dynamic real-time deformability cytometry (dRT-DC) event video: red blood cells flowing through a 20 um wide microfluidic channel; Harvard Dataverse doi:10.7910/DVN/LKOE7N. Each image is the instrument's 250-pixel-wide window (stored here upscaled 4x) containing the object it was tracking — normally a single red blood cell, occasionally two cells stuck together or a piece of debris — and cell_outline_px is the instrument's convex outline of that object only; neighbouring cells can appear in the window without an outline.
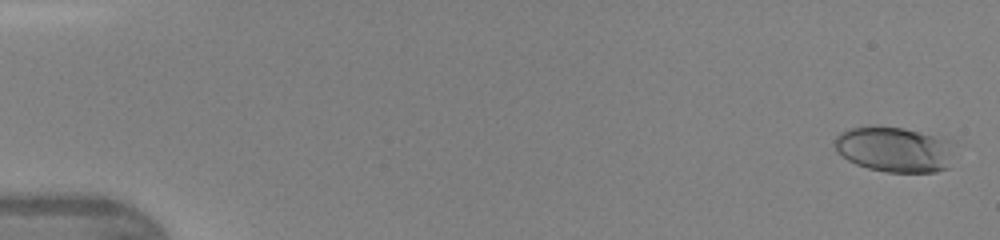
{"species": "human", "species_latin": "Homo sapiens", "temperature_condition": "warm", "stored_images_in_passage": 45, "camera_frame_rate_fps": 3000, "um_per_image_px": 0.085, "donor": {"sex": "female"}, "frame": {"image": 1, "passage_image": 2, "time_ms": 0.333, "image_size_px": [1000, 240], "cell_outline_px": [[952, 140], [948, 168], [936, 172], [888, 172], [868, 168], [856, 164], [848, 160], [836, 152], [832, 144], [836, 136], [840, 132], [848, 128], [904, 128]], "centroid_in_image_um": [75.98, 12.72], "position_along_channel_um": 9.0, "area_um2": 31.27}}
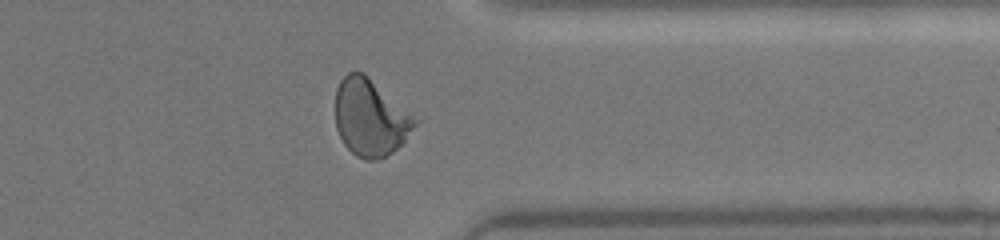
{"frame": {"image": 2, "passage_image": 37, "time_ms": 12.0, "image_size_px": [1000, 240], "cell_outline_px": [[420, 120], [404, 140], [392, 152], [376, 160], [364, 160], [356, 156], [344, 144], [336, 128], [336, 88], [340, 80], [348, 72], [364, 72]], "centroid_in_image_um": [31.48, 9.98], "position_along_channel_um": 379.9, "area_um2": 35.6}}
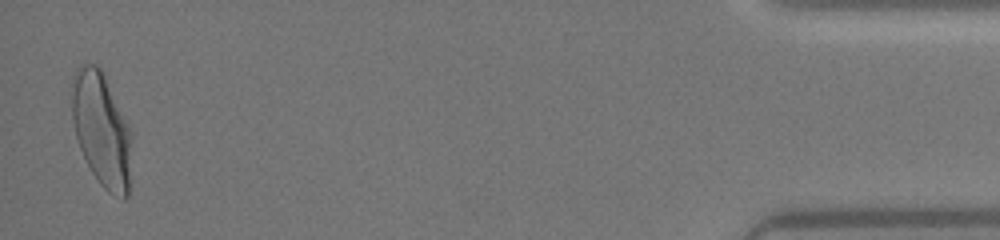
{"frame": {"image": 3, "passage_image": 45, "time_ms": 14.667, "image_size_px": [1000, 240], "cell_outline_px": [[132, 136], [128, 196], [124, 200], [120, 200], [108, 192], [100, 184], [92, 172], [80, 148], [76, 136], [72, 120], [72, 76], [76, 68], [80, 64], [96, 64], [104, 72], [132, 132]], "centroid_in_image_um": [8.64, 11.0], "position_along_channel_um": 426.6, "area_um2": 40.17}}